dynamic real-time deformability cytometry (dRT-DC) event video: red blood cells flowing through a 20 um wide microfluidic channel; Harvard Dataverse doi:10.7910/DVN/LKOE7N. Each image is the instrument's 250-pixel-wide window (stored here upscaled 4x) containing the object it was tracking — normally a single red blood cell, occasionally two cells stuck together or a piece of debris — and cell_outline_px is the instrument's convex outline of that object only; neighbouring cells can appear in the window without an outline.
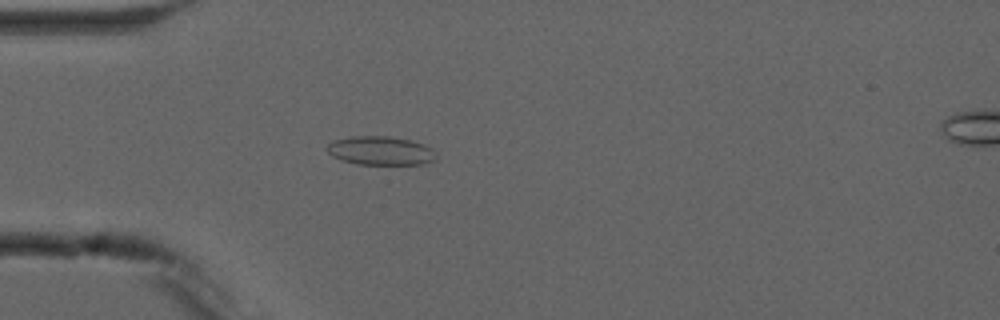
{"species": "common noctule bat (a hibernating species)", "species_latin": "Nyctalus noctula", "temperature_condition": "cold", "stored_images_in_passage": 5, "camera_frame_rate_fps": 3000, "um_per_image_px": 0.085, "animal": {"sex": "male", "forearm_length_mm": 52.5}, "frame": {"image": 1, "passage_image": 4, "time_ms": 3.667, "image_size_px": [1000, 320], "cell_outline_px": [[436, 160], [424, 164], [360, 164], [344, 160], [332, 156], [328, 152], [328, 144], [332, 140], [352, 136], [388, 136], [412, 140], [432, 148]], "centroid_in_image_um": [32.36, 12.8], "position_along_channel_um": 52.6, "area_um2": 18.15}}